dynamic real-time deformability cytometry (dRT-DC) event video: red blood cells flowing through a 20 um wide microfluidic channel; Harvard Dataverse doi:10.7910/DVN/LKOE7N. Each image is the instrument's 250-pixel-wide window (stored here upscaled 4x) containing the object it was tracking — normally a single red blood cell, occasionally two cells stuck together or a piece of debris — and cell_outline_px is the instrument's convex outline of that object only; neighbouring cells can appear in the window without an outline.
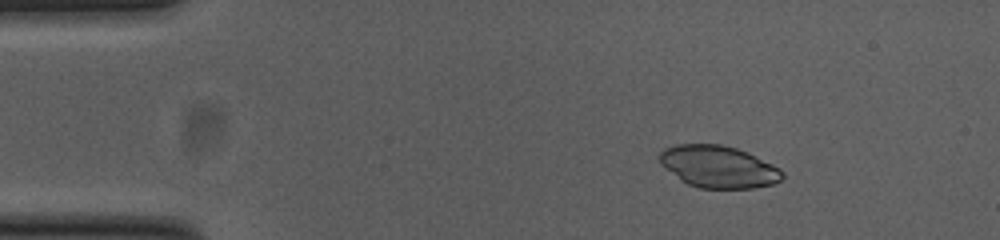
{"species": "common noctule bat (a hibernating species)", "species_latin": "Nyctalus noctula", "temperature_condition": "cold", "stored_images_in_passage": 47, "camera_frame_rate_fps": 3000, "um_per_image_px": 0.085, "animal": {"sex": "female", "body_mass_g": 23.0, "forearm_length_mm": 53.4}, "frame": {"image": 1, "passage_image": 2, "time_ms": 0.333, "image_size_px": [1000, 240], "cell_outline_px": [[784, 176], [780, 180], [772, 184], [752, 188], [700, 188], [688, 184], [680, 180], [660, 164], [656, 156], [664, 148], [676, 144], [720, 144], [736, 148], [748, 152], [780, 168], [784, 172]], "centroid_in_image_um": [61.03, 14.16], "position_along_channel_um": 24.0, "area_um2": 30.29}}